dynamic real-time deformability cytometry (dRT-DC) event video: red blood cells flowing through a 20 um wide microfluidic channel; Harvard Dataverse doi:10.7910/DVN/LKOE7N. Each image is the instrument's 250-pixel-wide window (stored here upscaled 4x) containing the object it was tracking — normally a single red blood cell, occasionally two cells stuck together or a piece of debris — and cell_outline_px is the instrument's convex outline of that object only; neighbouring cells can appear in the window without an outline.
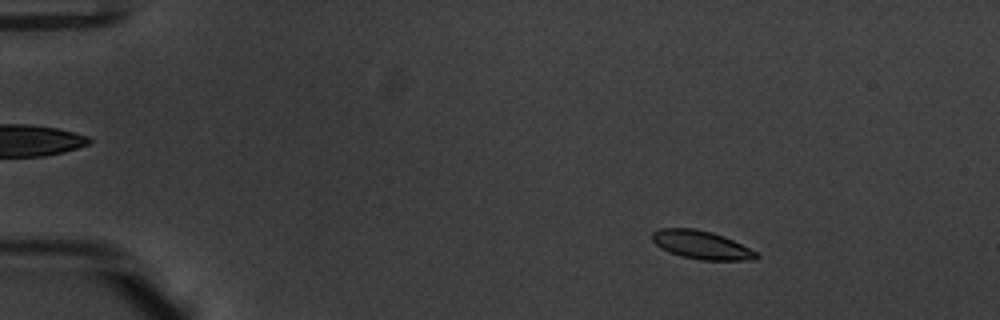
{"species": "common noctule bat (a hibernating species)", "species_latin": "Nyctalus noctula", "temperature_condition": "warm", "stored_images_in_passage": 51, "camera_frame_rate_fps": 3000, "um_per_image_px": 0.085, "animal": {"sex": "male", "body_mass_g": 20.1, "forearm_length_mm": 53.5}, "frame": {"image": 1, "passage_image": 5, "time_ms": 1.333, "image_size_px": [1000, 320], "cell_outline_px": [[760, 256], [756, 260], [700, 260], [680, 256], [668, 252], [660, 248], [652, 240], [652, 232], [660, 228], [696, 228], [712, 232], [724, 236], [756, 252]], "centroid_in_image_um": [59.59, 20.82], "position_along_channel_um": 25.4, "area_um2": 17.28}}
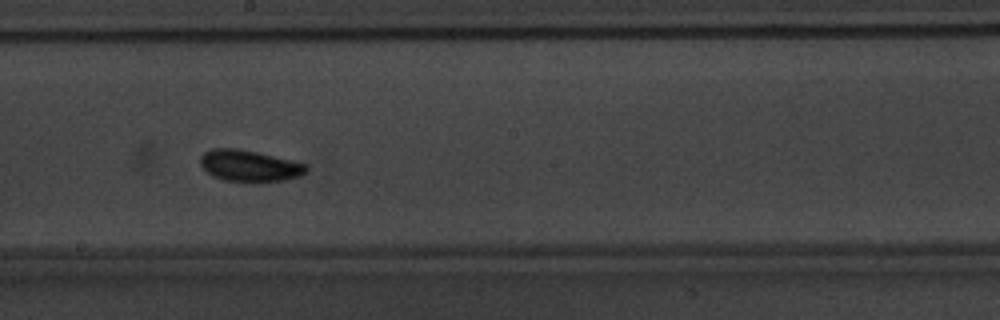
{"frame": {"image": 2, "passage_image": 28, "time_ms": 9.0, "image_size_px": [1000, 320], "cell_outline_px": [[308, 172], [300, 176], [284, 180], [256, 184], [224, 180], [212, 176], [200, 164], [200, 156], [204, 152], [212, 148], [240, 148], [292, 160], [308, 164]], "centroid_in_image_um": [21.23, 14.11], "position_along_channel_um": 227.0, "area_um2": 20.06}}
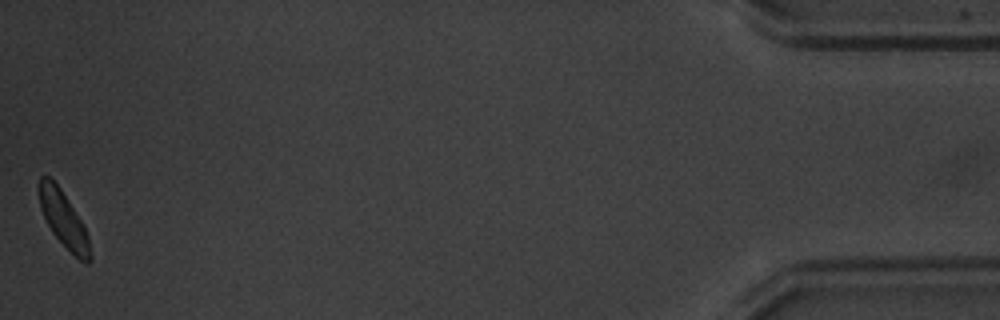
{"frame": {"image": 3, "passage_image": 51, "time_ms": 16.667, "image_size_px": [1000, 320], "cell_outline_px": [[92, 260], [88, 264], [80, 260], [52, 232], [40, 208], [36, 188], [40, 176], [48, 176], [60, 188], [80, 220], [88, 236], [92, 256]], "centroid_in_image_um": [5.37, 18.61], "position_along_channel_um": 429.8, "area_um2": 16.3}, "authors_computed_cell_mechanics": {"area_um2": 17.629, "velocity_mm_per_s": 3.7667, "shape_relaxation_time_tau1_ms": null, "shape_relaxation_time_tau2_ms": 3.5684, "deformation_change_tau1": null, "deformation_change_tau2": 0.0895}}